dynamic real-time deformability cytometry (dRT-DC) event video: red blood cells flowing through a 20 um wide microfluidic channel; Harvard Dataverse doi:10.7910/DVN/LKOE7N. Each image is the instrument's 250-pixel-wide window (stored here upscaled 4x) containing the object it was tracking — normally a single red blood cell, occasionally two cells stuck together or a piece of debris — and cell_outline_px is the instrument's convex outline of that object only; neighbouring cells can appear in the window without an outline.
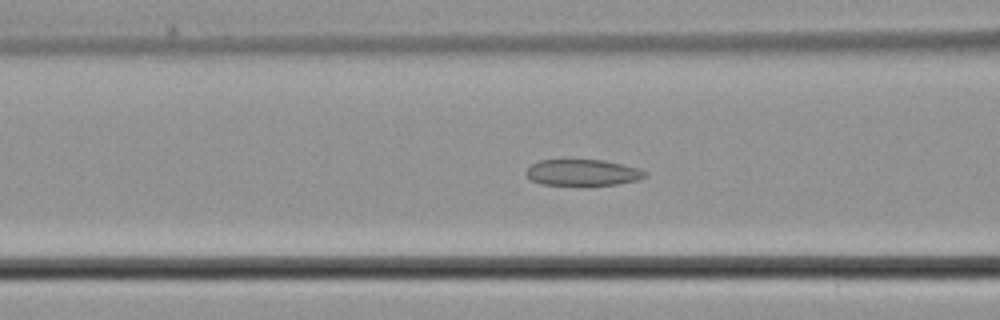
{"species": "common noctule bat (a hibernating species)", "species_latin": "Nyctalus noctula", "temperature_condition": "cold", "stored_images_in_passage": 45, "camera_frame_rate_fps": 3000, "um_per_image_px": 0.085, "animal": {"sex": "male", "body_mass_g": 21.5, "forearm_length_mm": 52.0}, "frame": {"image": 1, "passage_image": 21, "time_ms": 6.667, "image_size_px": [1000, 320], "cell_outline_px": [[648, 176], [636, 180], [616, 184], [588, 188], [540, 184], [532, 180], [524, 172], [532, 164], [540, 160], [604, 160], [640, 168], [648, 172]], "centroid_in_image_um": [49.55, 14.71], "position_along_channel_um": 117.1, "area_um2": 19.02}}
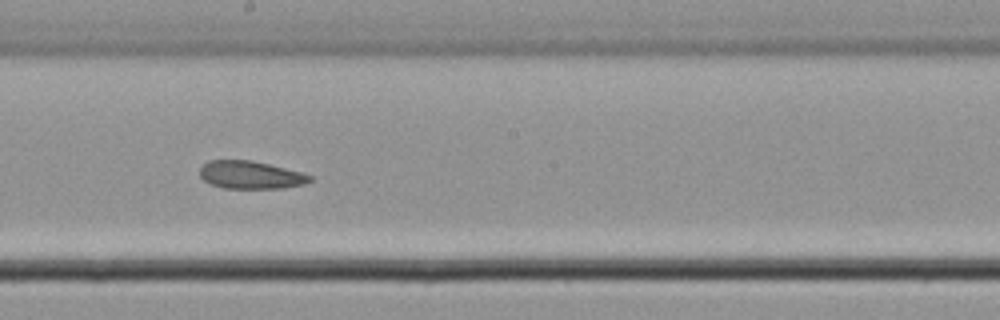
{"frame": {"image": 2, "passage_image": 29, "time_ms": 9.333, "image_size_px": [1000, 320], "cell_outline_px": [[312, 180], [304, 184], [284, 188], [224, 188], [212, 184], [204, 180], [200, 176], [200, 168], [208, 160], [252, 160], [300, 172], [312, 176]], "centroid_in_image_um": [21.29, 14.87], "position_along_channel_um": 226.9, "area_um2": 17.69}}
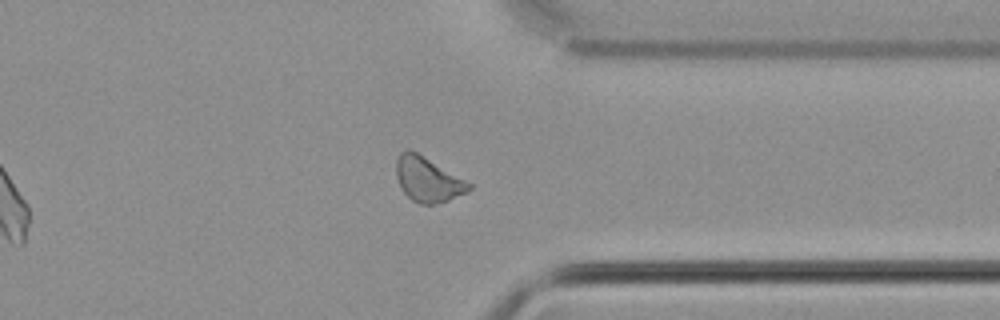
{"frame": {"image": 3, "passage_image": 40, "time_ms": 13.0, "image_size_px": [1000, 320], "cell_outline_px": [[472, 188], [468, 192], [448, 200], [432, 204], [420, 204], [412, 200], [400, 188], [396, 176], [396, 160], [400, 152], [408, 148], [416, 152], [472, 184]], "centroid_in_image_um": [36.34, 15.25], "position_along_channel_um": 375.1, "area_um2": 18.79}}